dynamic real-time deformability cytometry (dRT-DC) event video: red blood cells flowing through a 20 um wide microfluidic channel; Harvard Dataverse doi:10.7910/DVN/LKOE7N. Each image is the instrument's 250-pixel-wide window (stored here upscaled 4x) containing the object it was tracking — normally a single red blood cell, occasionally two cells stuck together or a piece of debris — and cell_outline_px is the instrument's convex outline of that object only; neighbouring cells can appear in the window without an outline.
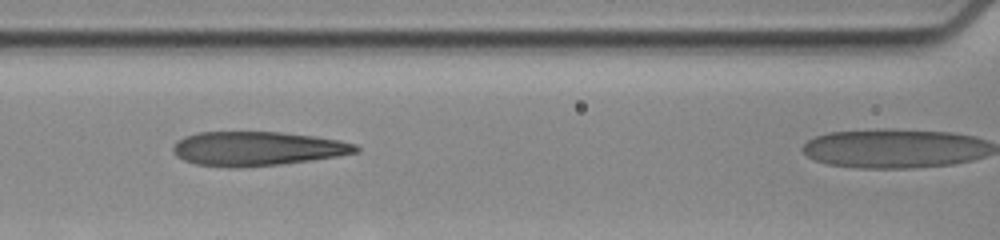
{"species": "human", "species_latin": "Homo sapiens", "temperature_condition": "cold", "stored_images_in_passage": 45, "camera_frame_rate_fps": 3000, "um_per_image_px": 0.085, "donor": {"sex": "female"}, "frame": {"image": 1, "passage_image": 27, "time_ms": 8.667, "image_size_px": [1000, 240], "cell_outline_px": [[356, 148], [352, 152], [328, 156], [272, 164], [204, 164], [188, 160], [180, 156], [176, 152], [176, 144], [180, 140], [188, 136], [204, 132], [272, 132], [304, 136], [332, 140], [352, 144]], "centroid_in_image_um": [21.78, 12.57], "position_along_channel_um": 144.8, "area_um2": 32.6}}
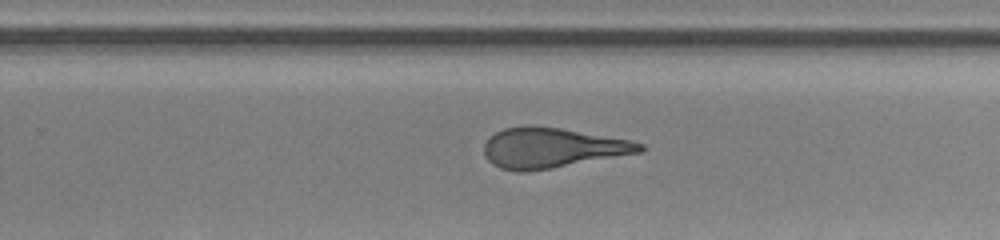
{"frame": {"image": 2, "passage_image": 39, "time_ms": 12.667, "image_size_px": [1000, 240], "cell_outline_px": [[644, 148], [636, 152], [548, 168], [504, 168], [496, 164], [484, 152], [484, 148], [488, 140], [496, 132], [508, 128], [556, 128], [624, 140], [640, 144]], "centroid_in_image_um": [46.9, 12.55], "position_along_channel_um": 282.9, "area_um2": 32.95}}
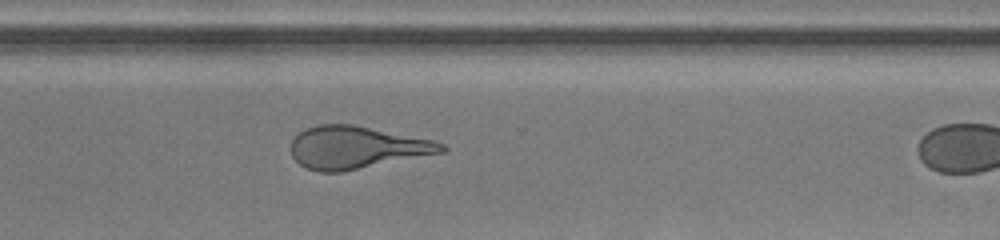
{"frame": {"image": 3, "passage_image": 44, "time_ms": 14.333, "image_size_px": [1000, 240], "cell_outline_px": [[444, 148], [440, 152], [336, 172], [324, 172], [308, 168], [300, 164], [296, 160], [292, 152], [292, 140], [300, 132], [308, 128], [324, 124], [344, 124], [428, 140], [440, 144]], "centroid_in_image_um": [30.16, 12.54], "position_along_channel_um": 340.4, "area_um2": 34.91}}